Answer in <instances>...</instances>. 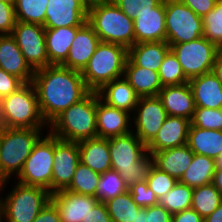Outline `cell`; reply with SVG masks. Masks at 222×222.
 <instances>
[{
  "label": "cell",
  "mask_w": 222,
  "mask_h": 222,
  "mask_svg": "<svg viewBox=\"0 0 222 222\" xmlns=\"http://www.w3.org/2000/svg\"><path fill=\"white\" fill-rule=\"evenodd\" d=\"M32 84L47 124L90 92L81 72L62 65H48L36 70Z\"/></svg>",
  "instance_id": "6da1fadb"
},
{
  "label": "cell",
  "mask_w": 222,
  "mask_h": 222,
  "mask_svg": "<svg viewBox=\"0 0 222 222\" xmlns=\"http://www.w3.org/2000/svg\"><path fill=\"white\" fill-rule=\"evenodd\" d=\"M112 170L118 171L129 189L138 182L147 181L154 166V157L147 146L131 131L108 138Z\"/></svg>",
  "instance_id": "7a4b0ae2"
},
{
  "label": "cell",
  "mask_w": 222,
  "mask_h": 222,
  "mask_svg": "<svg viewBox=\"0 0 222 222\" xmlns=\"http://www.w3.org/2000/svg\"><path fill=\"white\" fill-rule=\"evenodd\" d=\"M48 132L65 141L79 142L97 137L96 92L61 112L48 124Z\"/></svg>",
  "instance_id": "3957f363"
},
{
  "label": "cell",
  "mask_w": 222,
  "mask_h": 222,
  "mask_svg": "<svg viewBox=\"0 0 222 222\" xmlns=\"http://www.w3.org/2000/svg\"><path fill=\"white\" fill-rule=\"evenodd\" d=\"M46 132L48 128L0 127V182L18 177L34 145Z\"/></svg>",
  "instance_id": "277c9868"
},
{
  "label": "cell",
  "mask_w": 222,
  "mask_h": 222,
  "mask_svg": "<svg viewBox=\"0 0 222 222\" xmlns=\"http://www.w3.org/2000/svg\"><path fill=\"white\" fill-rule=\"evenodd\" d=\"M87 23L100 42L113 43L127 50L135 44L134 21L111 0L94 3L88 9Z\"/></svg>",
  "instance_id": "5b68a950"
},
{
  "label": "cell",
  "mask_w": 222,
  "mask_h": 222,
  "mask_svg": "<svg viewBox=\"0 0 222 222\" xmlns=\"http://www.w3.org/2000/svg\"><path fill=\"white\" fill-rule=\"evenodd\" d=\"M13 182L14 185L7 192L4 188L9 186V180L0 182L1 196L5 194L1 197L2 222H33L51 200V193L38 186L24 185L15 180Z\"/></svg>",
  "instance_id": "8992f818"
},
{
  "label": "cell",
  "mask_w": 222,
  "mask_h": 222,
  "mask_svg": "<svg viewBox=\"0 0 222 222\" xmlns=\"http://www.w3.org/2000/svg\"><path fill=\"white\" fill-rule=\"evenodd\" d=\"M0 127L48 128L32 82L0 100Z\"/></svg>",
  "instance_id": "52a82bcc"
},
{
  "label": "cell",
  "mask_w": 222,
  "mask_h": 222,
  "mask_svg": "<svg viewBox=\"0 0 222 222\" xmlns=\"http://www.w3.org/2000/svg\"><path fill=\"white\" fill-rule=\"evenodd\" d=\"M128 50L117 44L100 42L87 66L81 72L90 91L97 92L105 84L124 74Z\"/></svg>",
  "instance_id": "ba28073f"
},
{
  "label": "cell",
  "mask_w": 222,
  "mask_h": 222,
  "mask_svg": "<svg viewBox=\"0 0 222 222\" xmlns=\"http://www.w3.org/2000/svg\"><path fill=\"white\" fill-rule=\"evenodd\" d=\"M53 157L54 136L47 132L34 145L21 173L14 180L24 185L44 188L51 193Z\"/></svg>",
  "instance_id": "9c48e42d"
},
{
  "label": "cell",
  "mask_w": 222,
  "mask_h": 222,
  "mask_svg": "<svg viewBox=\"0 0 222 222\" xmlns=\"http://www.w3.org/2000/svg\"><path fill=\"white\" fill-rule=\"evenodd\" d=\"M166 42L187 43L203 36L202 17L181 0H165Z\"/></svg>",
  "instance_id": "30bf717a"
},
{
  "label": "cell",
  "mask_w": 222,
  "mask_h": 222,
  "mask_svg": "<svg viewBox=\"0 0 222 222\" xmlns=\"http://www.w3.org/2000/svg\"><path fill=\"white\" fill-rule=\"evenodd\" d=\"M218 49L204 36L187 43L170 46V50L177 57L188 80L213 70Z\"/></svg>",
  "instance_id": "8fae6325"
},
{
  "label": "cell",
  "mask_w": 222,
  "mask_h": 222,
  "mask_svg": "<svg viewBox=\"0 0 222 222\" xmlns=\"http://www.w3.org/2000/svg\"><path fill=\"white\" fill-rule=\"evenodd\" d=\"M11 35L34 71L51 65L46 51L44 26L17 21Z\"/></svg>",
  "instance_id": "7c38bea8"
},
{
  "label": "cell",
  "mask_w": 222,
  "mask_h": 222,
  "mask_svg": "<svg viewBox=\"0 0 222 222\" xmlns=\"http://www.w3.org/2000/svg\"><path fill=\"white\" fill-rule=\"evenodd\" d=\"M167 116L158 96L139 97L131 115L132 131L147 146L162 127Z\"/></svg>",
  "instance_id": "4fadbf2b"
},
{
  "label": "cell",
  "mask_w": 222,
  "mask_h": 222,
  "mask_svg": "<svg viewBox=\"0 0 222 222\" xmlns=\"http://www.w3.org/2000/svg\"><path fill=\"white\" fill-rule=\"evenodd\" d=\"M51 194L67 189L80 162L78 142L61 140L54 136Z\"/></svg>",
  "instance_id": "5bb4252c"
},
{
  "label": "cell",
  "mask_w": 222,
  "mask_h": 222,
  "mask_svg": "<svg viewBox=\"0 0 222 222\" xmlns=\"http://www.w3.org/2000/svg\"><path fill=\"white\" fill-rule=\"evenodd\" d=\"M87 14L77 0H48L44 28L82 27Z\"/></svg>",
  "instance_id": "9a60e30c"
},
{
  "label": "cell",
  "mask_w": 222,
  "mask_h": 222,
  "mask_svg": "<svg viewBox=\"0 0 222 222\" xmlns=\"http://www.w3.org/2000/svg\"><path fill=\"white\" fill-rule=\"evenodd\" d=\"M97 137L111 138L132 131L131 114L107 105L96 92Z\"/></svg>",
  "instance_id": "2e32d148"
},
{
  "label": "cell",
  "mask_w": 222,
  "mask_h": 222,
  "mask_svg": "<svg viewBox=\"0 0 222 222\" xmlns=\"http://www.w3.org/2000/svg\"><path fill=\"white\" fill-rule=\"evenodd\" d=\"M50 201L56 206L62 222H82L99 202L95 196L77 194L66 189L51 194Z\"/></svg>",
  "instance_id": "e0dca14e"
},
{
  "label": "cell",
  "mask_w": 222,
  "mask_h": 222,
  "mask_svg": "<svg viewBox=\"0 0 222 222\" xmlns=\"http://www.w3.org/2000/svg\"><path fill=\"white\" fill-rule=\"evenodd\" d=\"M133 21L135 43L166 41L164 0L152 11L138 12Z\"/></svg>",
  "instance_id": "ac0fdd59"
},
{
  "label": "cell",
  "mask_w": 222,
  "mask_h": 222,
  "mask_svg": "<svg viewBox=\"0 0 222 222\" xmlns=\"http://www.w3.org/2000/svg\"><path fill=\"white\" fill-rule=\"evenodd\" d=\"M190 120L183 117L167 116L154 139L147 145L151 154L187 144Z\"/></svg>",
  "instance_id": "d6986e66"
},
{
  "label": "cell",
  "mask_w": 222,
  "mask_h": 222,
  "mask_svg": "<svg viewBox=\"0 0 222 222\" xmlns=\"http://www.w3.org/2000/svg\"><path fill=\"white\" fill-rule=\"evenodd\" d=\"M100 39L94 29L86 22L76 33L66 60L61 64L72 70L82 72L95 52Z\"/></svg>",
  "instance_id": "ffe728a7"
},
{
  "label": "cell",
  "mask_w": 222,
  "mask_h": 222,
  "mask_svg": "<svg viewBox=\"0 0 222 222\" xmlns=\"http://www.w3.org/2000/svg\"><path fill=\"white\" fill-rule=\"evenodd\" d=\"M167 115L183 117L191 121L195 102L189 82L181 85L164 86L158 94Z\"/></svg>",
  "instance_id": "44dd1931"
},
{
  "label": "cell",
  "mask_w": 222,
  "mask_h": 222,
  "mask_svg": "<svg viewBox=\"0 0 222 222\" xmlns=\"http://www.w3.org/2000/svg\"><path fill=\"white\" fill-rule=\"evenodd\" d=\"M0 68L17 76L25 83L32 82L35 71L25 60L11 34L0 35Z\"/></svg>",
  "instance_id": "7402d4cb"
},
{
  "label": "cell",
  "mask_w": 222,
  "mask_h": 222,
  "mask_svg": "<svg viewBox=\"0 0 222 222\" xmlns=\"http://www.w3.org/2000/svg\"><path fill=\"white\" fill-rule=\"evenodd\" d=\"M196 107L222 108V84L211 71L189 80Z\"/></svg>",
  "instance_id": "603a6c76"
},
{
  "label": "cell",
  "mask_w": 222,
  "mask_h": 222,
  "mask_svg": "<svg viewBox=\"0 0 222 222\" xmlns=\"http://www.w3.org/2000/svg\"><path fill=\"white\" fill-rule=\"evenodd\" d=\"M97 92L100 99L107 105L131 115L139 100V96L123 76L105 84Z\"/></svg>",
  "instance_id": "cb8c5ba5"
},
{
  "label": "cell",
  "mask_w": 222,
  "mask_h": 222,
  "mask_svg": "<svg viewBox=\"0 0 222 222\" xmlns=\"http://www.w3.org/2000/svg\"><path fill=\"white\" fill-rule=\"evenodd\" d=\"M80 162L94 172L103 174L111 170V158L108 138H90L78 142Z\"/></svg>",
  "instance_id": "d4e9b609"
},
{
  "label": "cell",
  "mask_w": 222,
  "mask_h": 222,
  "mask_svg": "<svg viewBox=\"0 0 222 222\" xmlns=\"http://www.w3.org/2000/svg\"><path fill=\"white\" fill-rule=\"evenodd\" d=\"M81 27L45 28L48 61L51 65H61L69 54V49Z\"/></svg>",
  "instance_id": "484cf974"
},
{
  "label": "cell",
  "mask_w": 222,
  "mask_h": 222,
  "mask_svg": "<svg viewBox=\"0 0 222 222\" xmlns=\"http://www.w3.org/2000/svg\"><path fill=\"white\" fill-rule=\"evenodd\" d=\"M194 152L183 145L163 151L154 152V165L161 171H164L174 177L177 181L180 180L183 173L187 170L192 162Z\"/></svg>",
  "instance_id": "4316f807"
},
{
  "label": "cell",
  "mask_w": 222,
  "mask_h": 222,
  "mask_svg": "<svg viewBox=\"0 0 222 222\" xmlns=\"http://www.w3.org/2000/svg\"><path fill=\"white\" fill-rule=\"evenodd\" d=\"M169 51L166 41L135 43L128 49V59L136 66L158 72Z\"/></svg>",
  "instance_id": "83f0119b"
},
{
  "label": "cell",
  "mask_w": 222,
  "mask_h": 222,
  "mask_svg": "<svg viewBox=\"0 0 222 222\" xmlns=\"http://www.w3.org/2000/svg\"><path fill=\"white\" fill-rule=\"evenodd\" d=\"M123 77L139 97L158 96L163 88L158 72L136 66L128 58Z\"/></svg>",
  "instance_id": "f1b7e54d"
},
{
  "label": "cell",
  "mask_w": 222,
  "mask_h": 222,
  "mask_svg": "<svg viewBox=\"0 0 222 222\" xmlns=\"http://www.w3.org/2000/svg\"><path fill=\"white\" fill-rule=\"evenodd\" d=\"M187 145L194 153L215 159L222 153V131L201 129L190 124Z\"/></svg>",
  "instance_id": "f546056e"
},
{
  "label": "cell",
  "mask_w": 222,
  "mask_h": 222,
  "mask_svg": "<svg viewBox=\"0 0 222 222\" xmlns=\"http://www.w3.org/2000/svg\"><path fill=\"white\" fill-rule=\"evenodd\" d=\"M215 159L194 153L193 159L179 182L197 188L212 183Z\"/></svg>",
  "instance_id": "4dcf8cb0"
},
{
  "label": "cell",
  "mask_w": 222,
  "mask_h": 222,
  "mask_svg": "<svg viewBox=\"0 0 222 222\" xmlns=\"http://www.w3.org/2000/svg\"><path fill=\"white\" fill-rule=\"evenodd\" d=\"M221 201V194L212 183H209L193 189L191 208L205 218L220 205Z\"/></svg>",
  "instance_id": "1f68e13d"
},
{
  "label": "cell",
  "mask_w": 222,
  "mask_h": 222,
  "mask_svg": "<svg viewBox=\"0 0 222 222\" xmlns=\"http://www.w3.org/2000/svg\"><path fill=\"white\" fill-rule=\"evenodd\" d=\"M192 196L193 188L177 181L166 195L158 199V205L163 206L171 214H175L191 208Z\"/></svg>",
  "instance_id": "d6a6232c"
},
{
  "label": "cell",
  "mask_w": 222,
  "mask_h": 222,
  "mask_svg": "<svg viewBox=\"0 0 222 222\" xmlns=\"http://www.w3.org/2000/svg\"><path fill=\"white\" fill-rule=\"evenodd\" d=\"M100 178L101 174L94 172L90 167L79 162L72 182L66 190L96 197L97 185L99 184Z\"/></svg>",
  "instance_id": "836d02e7"
},
{
  "label": "cell",
  "mask_w": 222,
  "mask_h": 222,
  "mask_svg": "<svg viewBox=\"0 0 222 222\" xmlns=\"http://www.w3.org/2000/svg\"><path fill=\"white\" fill-rule=\"evenodd\" d=\"M105 205L112 222H133L141 208L133 201L129 190L105 202Z\"/></svg>",
  "instance_id": "e575fe53"
},
{
  "label": "cell",
  "mask_w": 222,
  "mask_h": 222,
  "mask_svg": "<svg viewBox=\"0 0 222 222\" xmlns=\"http://www.w3.org/2000/svg\"><path fill=\"white\" fill-rule=\"evenodd\" d=\"M48 0H15L16 20L44 26Z\"/></svg>",
  "instance_id": "d590c367"
},
{
  "label": "cell",
  "mask_w": 222,
  "mask_h": 222,
  "mask_svg": "<svg viewBox=\"0 0 222 222\" xmlns=\"http://www.w3.org/2000/svg\"><path fill=\"white\" fill-rule=\"evenodd\" d=\"M127 190L128 188L125 186L124 179L119 172L111 169L101 174L97 185L96 197L99 202L105 203Z\"/></svg>",
  "instance_id": "8d00e7d4"
},
{
  "label": "cell",
  "mask_w": 222,
  "mask_h": 222,
  "mask_svg": "<svg viewBox=\"0 0 222 222\" xmlns=\"http://www.w3.org/2000/svg\"><path fill=\"white\" fill-rule=\"evenodd\" d=\"M203 36L218 48H222V0H217L214 8L202 17Z\"/></svg>",
  "instance_id": "74e56055"
},
{
  "label": "cell",
  "mask_w": 222,
  "mask_h": 222,
  "mask_svg": "<svg viewBox=\"0 0 222 222\" xmlns=\"http://www.w3.org/2000/svg\"><path fill=\"white\" fill-rule=\"evenodd\" d=\"M158 74L163 87L181 85L189 82L182 70L177 57L172 53L171 50L164 57V60L160 65Z\"/></svg>",
  "instance_id": "f35d334b"
},
{
  "label": "cell",
  "mask_w": 222,
  "mask_h": 222,
  "mask_svg": "<svg viewBox=\"0 0 222 222\" xmlns=\"http://www.w3.org/2000/svg\"><path fill=\"white\" fill-rule=\"evenodd\" d=\"M190 122L191 125L201 129L222 131V108L196 107Z\"/></svg>",
  "instance_id": "ab89813d"
},
{
  "label": "cell",
  "mask_w": 222,
  "mask_h": 222,
  "mask_svg": "<svg viewBox=\"0 0 222 222\" xmlns=\"http://www.w3.org/2000/svg\"><path fill=\"white\" fill-rule=\"evenodd\" d=\"M147 183L155 193V196L159 199L174 187L177 180L154 165L150 171Z\"/></svg>",
  "instance_id": "60d3db41"
},
{
  "label": "cell",
  "mask_w": 222,
  "mask_h": 222,
  "mask_svg": "<svg viewBox=\"0 0 222 222\" xmlns=\"http://www.w3.org/2000/svg\"><path fill=\"white\" fill-rule=\"evenodd\" d=\"M131 193L133 201L139 207H151L158 204V198L155 193L148 186L147 181L138 182L128 189Z\"/></svg>",
  "instance_id": "b9f144b4"
},
{
  "label": "cell",
  "mask_w": 222,
  "mask_h": 222,
  "mask_svg": "<svg viewBox=\"0 0 222 222\" xmlns=\"http://www.w3.org/2000/svg\"><path fill=\"white\" fill-rule=\"evenodd\" d=\"M129 18L143 11H152L162 0H112Z\"/></svg>",
  "instance_id": "7bdbcfd3"
},
{
  "label": "cell",
  "mask_w": 222,
  "mask_h": 222,
  "mask_svg": "<svg viewBox=\"0 0 222 222\" xmlns=\"http://www.w3.org/2000/svg\"><path fill=\"white\" fill-rule=\"evenodd\" d=\"M16 22L14 3L0 1V35L12 34Z\"/></svg>",
  "instance_id": "ee69618b"
},
{
  "label": "cell",
  "mask_w": 222,
  "mask_h": 222,
  "mask_svg": "<svg viewBox=\"0 0 222 222\" xmlns=\"http://www.w3.org/2000/svg\"><path fill=\"white\" fill-rule=\"evenodd\" d=\"M25 82L0 68V100L21 88Z\"/></svg>",
  "instance_id": "f6af8a7d"
},
{
  "label": "cell",
  "mask_w": 222,
  "mask_h": 222,
  "mask_svg": "<svg viewBox=\"0 0 222 222\" xmlns=\"http://www.w3.org/2000/svg\"><path fill=\"white\" fill-rule=\"evenodd\" d=\"M145 222H172V214L158 204L146 207Z\"/></svg>",
  "instance_id": "bcb514c9"
},
{
  "label": "cell",
  "mask_w": 222,
  "mask_h": 222,
  "mask_svg": "<svg viewBox=\"0 0 222 222\" xmlns=\"http://www.w3.org/2000/svg\"><path fill=\"white\" fill-rule=\"evenodd\" d=\"M82 222H112L105 203L98 202Z\"/></svg>",
  "instance_id": "7dc6e473"
},
{
  "label": "cell",
  "mask_w": 222,
  "mask_h": 222,
  "mask_svg": "<svg viewBox=\"0 0 222 222\" xmlns=\"http://www.w3.org/2000/svg\"><path fill=\"white\" fill-rule=\"evenodd\" d=\"M198 16L203 17L214 8L217 0H181Z\"/></svg>",
  "instance_id": "c3c4849f"
},
{
  "label": "cell",
  "mask_w": 222,
  "mask_h": 222,
  "mask_svg": "<svg viewBox=\"0 0 222 222\" xmlns=\"http://www.w3.org/2000/svg\"><path fill=\"white\" fill-rule=\"evenodd\" d=\"M33 222H62L56 206L49 201Z\"/></svg>",
  "instance_id": "681fc988"
},
{
  "label": "cell",
  "mask_w": 222,
  "mask_h": 222,
  "mask_svg": "<svg viewBox=\"0 0 222 222\" xmlns=\"http://www.w3.org/2000/svg\"><path fill=\"white\" fill-rule=\"evenodd\" d=\"M203 220L204 218L192 208L172 214V222H203Z\"/></svg>",
  "instance_id": "f907efd6"
},
{
  "label": "cell",
  "mask_w": 222,
  "mask_h": 222,
  "mask_svg": "<svg viewBox=\"0 0 222 222\" xmlns=\"http://www.w3.org/2000/svg\"><path fill=\"white\" fill-rule=\"evenodd\" d=\"M212 72L217 76L222 84V48H219L215 57V62Z\"/></svg>",
  "instance_id": "816d5d0a"
},
{
  "label": "cell",
  "mask_w": 222,
  "mask_h": 222,
  "mask_svg": "<svg viewBox=\"0 0 222 222\" xmlns=\"http://www.w3.org/2000/svg\"><path fill=\"white\" fill-rule=\"evenodd\" d=\"M203 222H222V201L210 215L204 218Z\"/></svg>",
  "instance_id": "f5cc1de1"
},
{
  "label": "cell",
  "mask_w": 222,
  "mask_h": 222,
  "mask_svg": "<svg viewBox=\"0 0 222 222\" xmlns=\"http://www.w3.org/2000/svg\"><path fill=\"white\" fill-rule=\"evenodd\" d=\"M212 184L216 187L222 196V169H215Z\"/></svg>",
  "instance_id": "db71d44e"
},
{
  "label": "cell",
  "mask_w": 222,
  "mask_h": 222,
  "mask_svg": "<svg viewBox=\"0 0 222 222\" xmlns=\"http://www.w3.org/2000/svg\"><path fill=\"white\" fill-rule=\"evenodd\" d=\"M133 222H145V208L141 207L138 212H136Z\"/></svg>",
  "instance_id": "11a10c76"
},
{
  "label": "cell",
  "mask_w": 222,
  "mask_h": 222,
  "mask_svg": "<svg viewBox=\"0 0 222 222\" xmlns=\"http://www.w3.org/2000/svg\"><path fill=\"white\" fill-rule=\"evenodd\" d=\"M215 169H222V153L215 158Z\"/></svg>",
  "instance_id": "9f6ffc18"
},
{
  "label": "cell",
  "mask_w": 222,
  "mask_h": 222,
  "mask_svg": "<svg viewBox=\"0 0 222 222\" xmlns=\"http://www.w3.org/2000/svg\"><path fill=\"white\" fill-rule=\"evenodd\" d=\"M87 11L91 7V3L88 0H77Z\"/></svg>",
  "instance_id": "6f0895ef"
},
{
  "label": "cell",
  "mask_w": 222,
  "mask_h": 222,
  "mask_svg": "<svg viewBox=\"0 0 222 222\" xmlns=\"http://www.w3.org/2000/svg\"><path fill=\"white\" fill-rule=\"evenodd\" d=\"M1 188V186H0ZM1 191H0V222H2V200H1Z\"/></svg>",
  "instance_id": "680465c9"
},
{
  "label": "cell",
  "mask_w": 222,
  "mask_h": 222,
  "mask_svg": "<svg viewBox=\"0 0 222 222\" xmlns=\"http://www.w3.org/2000/svg\"><path fill=\"white\" fill-rule=\"evenodd\" d=\"M91 4L94 3H100V2H107V1H111V0H88Z\"/></svg>",
  "instance_id": "91938a15"
},
{
  "label": "cell",
  "mask_w": 222,
  "mask_h": 222,
  "mask_svg": "<svg viewBox=\"0 0 222 222\" xmlns=\"http://www.w3.org/2000/svg\"><path fill=\"white\" fill-rule=\"evenodd\" d=\"M0 1L6 2V3H14L15 0H0Z\"/></svg>",
  "instance_id": "94428289"
}]
</instances>
